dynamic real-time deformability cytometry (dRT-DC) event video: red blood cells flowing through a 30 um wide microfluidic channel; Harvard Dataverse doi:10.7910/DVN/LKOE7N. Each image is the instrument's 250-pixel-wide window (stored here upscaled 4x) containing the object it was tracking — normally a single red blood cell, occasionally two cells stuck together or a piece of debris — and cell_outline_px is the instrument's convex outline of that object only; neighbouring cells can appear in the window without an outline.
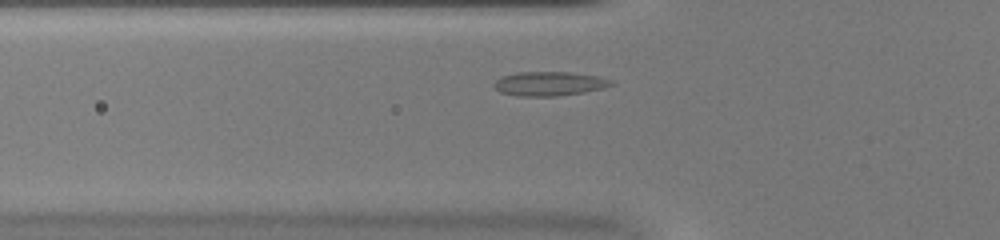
{"species": "common noctule bat (a hibernating species)", "species_latin": "Nyctalus noctula", "temperature_condition": "warm", "stored_images_in_passage": 38, "camera_frame_rate_fps": 3000, "um_per_image_px": 0.085, "animal": {"sex": "female", "body_mass_g": 20.0, "forearm_length_mm": 54.0}, "frame": {"image": 1, "passage_image": 5, "time_ms": 1.333, "image_size_px": [1000, 240], "cell_outline_px": [[612, 84], [604, 88], [584, 92], [556, 96], [516, 96], [500, 92], [492, 84], [500, 76], [520, 72], [568, 72], [596, 76], [612, 80]], "centroid_in_image_um": [46.64, 7.11], "position_along_channel_um": 79.2, "area_um2": 16.42}}
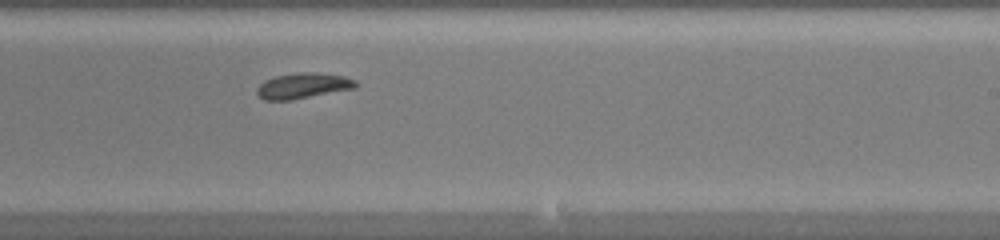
{"frame": {"image": 2, "passage_image": 19, "time_ms": 6.0, "image_size_px": [1000, 240], "cell_outline_px": [[356, 88], [292, 100], [264, 100], [256, 92], [256, 88], [264, 80], [276, 76], [296, 72], [316, 72], [344, 76], [356, 80]], "centroid_in_image_um": [25.75, 7.28], "position_along_channel_um": 263.3, "area_um2": 14.8}}
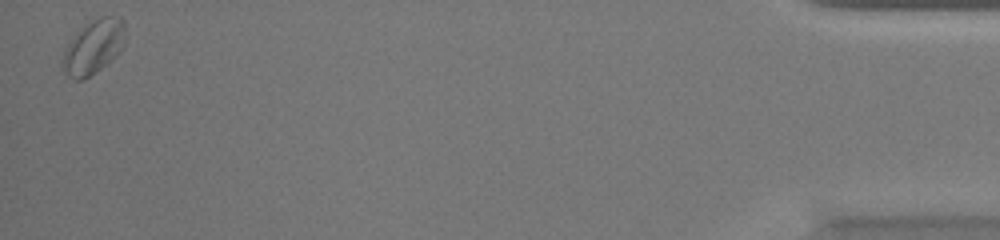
{"frame": {"image": 3, "passage_image": 38, "time_ms": 12.333, "image_size_px": [1000, 240], "cell_outline_px": [[124, 44], [116, 56], [112, 60], [84, 80], [76, 80], [68, 76], [64, 72], [60, 60], [68, 44], [76, 32], [80, 28], [100, 16], [120, 16], [124, 20]], "centroid_in_image_um": [7.94, 3.99], "position_along_channel_um": 427.3, "area_um2": 19.83}}